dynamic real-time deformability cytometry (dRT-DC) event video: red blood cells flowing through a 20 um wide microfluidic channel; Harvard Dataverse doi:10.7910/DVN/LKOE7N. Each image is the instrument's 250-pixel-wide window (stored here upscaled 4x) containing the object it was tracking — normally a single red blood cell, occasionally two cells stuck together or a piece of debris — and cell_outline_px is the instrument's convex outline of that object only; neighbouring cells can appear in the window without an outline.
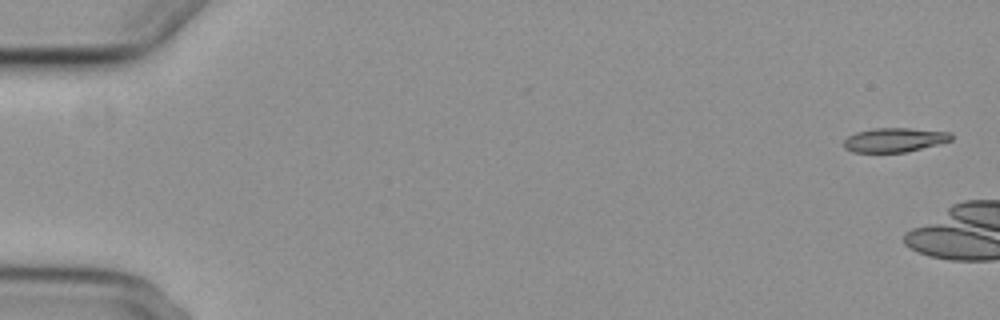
{"species": "common noctule bat (a hibernating species)", "species_latin": "Nyctalus noctula", "temperature_condition": "cold", "stored_images_in_passage": 3, "camera_frame_rate_fps": 3000, "um_per_image_px": 0.085, "animal": {"sex": "female", "body_mass_g": 29.2, "forearm_length_mm": 56.3}, "frame": {"image": 1, "passage_image": 1, "time_ms": 0.0, "image_size_px": [1000, 320], "cell_outline_px": [[952, 140], [908, 152], [852, 152], [844, 148], [844, 140], [848, 136], [856, 132], [872, 128], [908, 128], [952, 132]], "centroid_in_image_um": [76.03, 11.89], "position_along_channel_um": 9.0, "area_um2": 15.2}}